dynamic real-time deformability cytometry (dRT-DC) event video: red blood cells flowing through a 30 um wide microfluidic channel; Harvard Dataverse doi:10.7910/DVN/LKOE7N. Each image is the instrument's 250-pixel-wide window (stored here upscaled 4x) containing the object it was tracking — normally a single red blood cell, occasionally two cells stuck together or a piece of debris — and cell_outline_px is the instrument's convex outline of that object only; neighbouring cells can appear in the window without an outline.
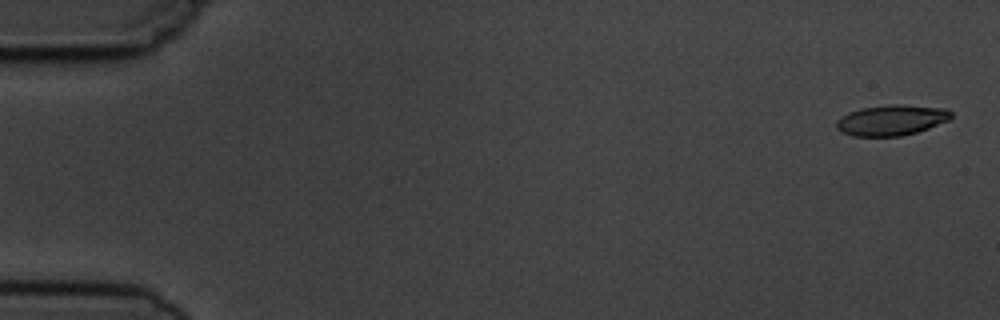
{"species": "common noctule bat (a hibernating species)", "species_latin": "Nyctalus noctula", "temperature_condition": "cold", "stored_images_in_passage": 5, "camera_frame_rate_fps": 3000, "um_per_image_px": 0.085, "animal": {"sex": "male", "body_mass_g": 19.5, "forearm_length_mm": 54.6}, "frame": {"image": 1, "passage_image": 1, "time_ms": 0.0, "image_size_px": [1000, 320], "cell_outline_px": [[952, 116], [948, 120], [928, 128], [916, 132], [900, 136], [852, 136], [840, 132], [836, 128], [836, 120], [848, 112], [860, 108], [892, 104], [904, 104], [948, 108], [952, 112]], "centroid_in_image_um": [75.76, 10.2], "position_along_channel_um": 9.2, "area_um2": 20.63}}
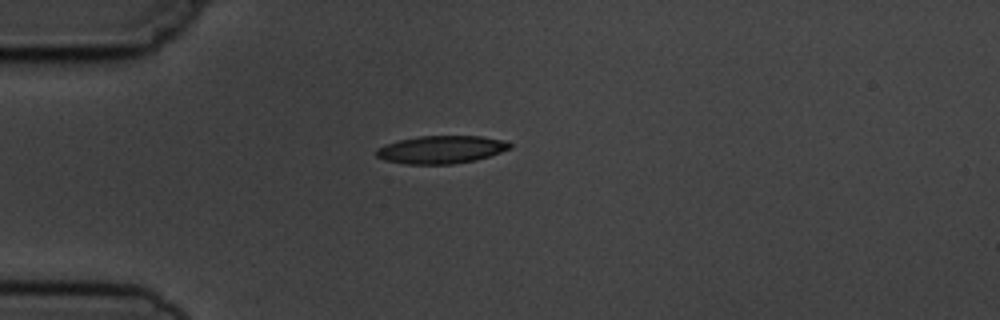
{"frame": {"image": 2, "passage_image": 5, "time_ms": 4.333, "image_size_px": [1000, 320], "cell_outline_px": [[512, 148], [476, 160], [452, 164], [404, 164], [384, 160], [376, 156], [376, 148], [400, 140], [420, 136], [480, 136], [504, 140], [512, 144]], "centroid_in_image_um": [37.51, 12.72], "position_along_channel_um": 47.5, "area_um2": 21.56}}